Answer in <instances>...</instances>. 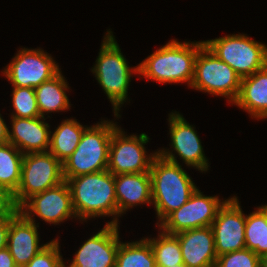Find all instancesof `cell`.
Returning <instances> with one entry per match:
<instances>
[{
	"mask_svg": "<svg viewBox=\"0 0 267 267\" xmlns=\"http://www.w3.org/2000/svg\"><path fill=\"white\" fill-rule=\"evenodd\" d=\"M168 122L170 126L171 148L173 150L170 151L169 149L162 148L163 150H158L157 153L164 159L178 164L177 157L173 154L174 151L178 153L186 166L195 167V169L201 172L207 171L209 163L195 128L179 112L170 113Z\"/></svg>",
	"mask_w": 267,
	"mask_h": 267,
	"instance_id": "12",
	"label": "cell"
},
{
	"mask_svg": "<svg viewBox=\"0 0 267 267\" xmlns=\"http://www.w3.org/2000/svg\"><path fill=\"white\" fill-rule=\"evenodd\" d=\"M115 267H156L150 242L146 238L127 243L120 241Z\"/></svg>",
	"mask_w": 267,
	"mask_h": 267,
	"instance_id": "23",
	"label": "cell"
},
{
	"mask_svg": "<svg viewBox=\"0 0 267 267\" xmlns=\"http://www.w3.org/2000/svg\"><path fill=\"white\" fill-rule=\"evenodd\" d=\"M241 78L205 45L198 51L194 77L190 87L216 96H224L234 103L240 92Z\"/></svg>",
	"mask_w": 267,
	"mask_h": 267,
	"instance_id": "7",
	"label": "cell"
},
{
	"mask_svg": "<svg viewBox=\"0 0 267 267\" xmlns=\"http://www.w3.org/2000/svg\"><path fill=\"white\" fill-rule=\"evenodd\" d=\"M233 104L246 110L252 118H267V65L241 78L240 92Z\"/></svg>",
	"mask_w": 267,
	"mask_h": 267,
	"instance_id": "20",
	"label": "cell"
},
{
	"mask_svg": "<svg viewBox=\"0 0 267 267\" xmlns=\"http://www.w3.org/2000/svg\"><path fill=\"white\" fill-rule=\"evenodd\" d=\"M204 45L240 78L250 76L267 65V46L245 34L206 40Z\"/></svg>",
	"mask_w": 267,
	"mask_h": 267,
	"instance_id": "6",
	"label": "cell"
},
{
	"mask_svg": "<svg viewBox=\"0 0 267 267\" xmlns=\"http://www.w3.org/2000/svg\"><path fill=\"white\" fill-rule=\"evenodd\" d=\"M245 246L259 257L267 253V207L259 206L257 210L246 215Z\"/></svg>",
	"mask_w": 267,
	"mask_h": 267,
	"instance_id": "25",
	"label": "cell"
},
{
	"mask_svg": "<svg viewBox=\"0 0 267 267\" xmlns=\"http://www.w3.org/2000/svg\"><path fill=\"white\" fill-rule=\"evenodd\" d=\"M59 72V65L43 49L21 48L2 73L13 87L35 88Z\"/></svg>",
	"mask_w": 267,
	"mask_h": 267,
	"instance_id": "10",
	"label": "cell"
},
{
	"mask_svg": "<svg viewBox=\"0 0 267 267\" xmlns=\"http://www.w3.org/2000/svg\"><path fill=\"white\" fill-rule=\"evenodd\" d=\"M34 89L41 117H45V113L47 115V113L62 112L70 109L71 105L66 94L69 87L61 71L52 79L43 82Z\"/></svg>",
	"mask_w": 267,
	"mask_h": 267,
	"instance_id": "21",
	"label": "cell"
},
{
	"mask_svg": "<svg viewBox=\"0 0 267 267\" xmlns=\"http://www.w3.org/2000/svg\"><path fill=\"white\" fill-rule=\"evenodd\" d=\"M118 227L105 224L81 245L68 267H115L120 244Z\"/></svg>",
	"mask_w": 267,
	"mask_h": 267,
	"instance_id": "15",
	"label": "cell"
},
{
	"mask_svg": "<svg viewBox=\"0 0 267 267\" xmlns=\"http://www.w3.org/2000/svg\"><path fill=\"white\" fill-rule=\"evenodd\" d=\"M76 119H65L50 136L49 152L61 163L72 155L86 129Z\"/></svg>",
	"mask_w": 267,
	"mask_h": 267,
	"instance_id": "22",
	"label": "cell"
},
{
	"mask_svg": "<svg viewBox=\"0 0 267 267\" xmlns=\"http://www.w3.org/2000/svg\"><path fill=\"white\" fill-rule=\"evenodd\" d=\"M12 91V105L15 113H12L11 117H41L34 88L13 87Z\"/></svg>",
	"mask_w": 267,
	"mask_h": 267,
	"instance_id": "27",
	"label": "cell"
},
{
	"mask_svg": "<svg viewBox=\"0 0 267 267\" xmlns=\"http://www.w3.org/2000/svg\"><path fill=\"white\" fill-rule=\"evenodd\" d=\"M179 164L164 159L158 153L151 163L152 204L159 224L185 204L197 189L192 178Z\"/></svg>",
	"mask_w": 267,
	"mask_h": 267,
	"instance_id": "3",
	"label": "cell"
},
{
	"mask_svg": "<svg viewBox=\"0 0 267 267\" xmlns=\"http://www.w3.org/2000/svg\"><path fill=\"white\" fill-rule=\"evenodd\" d=\"M45 119V117H11L12 130L8 129V143L14 145L23 154L48 152L52 131Z\"/></svg>",
	"mask_w": 267,
	"mask_h": 267,
	"instance_id": "16",
	"label": "cell"
},
{
	"mask_svg": "<svg viewBox=\"0 0 267 267\" xmlns=\"http://www.w3.org/2000/svg\"><path fill=\"white\" fill-rule=\"evenodd\" d=\"M118 216L138 204L152 203L149 172L114 175Z\"/></svg>",
	"mask_w": 267,
	"mask_h": 267,
	"instance_id": "19",
	"label": "cell"
},
{
	"mask_svg": "<svg viewBox=\"0 0 267 267\" xmlns=\"http://www.w3.org/2000/svg\"><path fill=\"white\" fill-rule=\"evenodd\" d=\"M19 212L13 193L0 187V218H14Z\"/></svg>",
	"mask_w": 267,
	"mask_h": 267,
	"instance_id": "30",
	"label": "cell"
},
{
	"mask_svg": "<svg viewBox=\"0 0 267 267\" xmlns=\"http://www.w3.org/2000/svg\"><path fill=\"white\" fill-rule=\"evenodd\" d=\"M63 260L57 238L46 243V246L23 267H65Z\"/></svg>",
	"mask_w": 267,
	"mask_h": 267,
	"instance_id": "28",
	"label": "cell"
},
{
	"mask_svg": "<svg viewBox=\"0 0 267 267\" xmlns=\"http://www.w3.org/2000/svg\"><path fill=\"white\" fill-rule=\"evenodd\" d=\"M117 128L108 120L87 127L75 151L62 163L64 181L107 170L111 136Z\"/></svg>",
	"mask_w": 267,
	"mask_h": 267,
	"instance_id": "5",
	"label": "cell"
},
{
	"mask_svg": "<svg viewBox=\"0 0 267 267\" xmlns=\"http://www.w3.org/2000/svg\"><path fill=\"white\" fill-rule=\"evenodd\" d=\"M204 41H169L138 64L139 75L160 83H188L194 77L195 61Z\"/></svg>",
	"mask_w": 267,
	"mask_h": 267,
	"instance_id": "2",
	"label": "cell"
},
{
	"mask_svg": "<svg viewBox=\"0 0 267 267\" xmlns=\"http://www.w3.org/2000/svg\"><path fill=\"white\" fill-rule=\"evenodd\" d=\"M149 140L145 133L129 136L118 127L111 136L107 170L113 175L149 172L157 154L146 155L144 145Z\"/></svg>",
	"mask_w": 267,
	"mask_h": 267,
	"instance_id": "9",
	"label": "cell"
},
{
	"mask_svg": "<svg viewBox=\"0 0 267 267\" xmlns=\"http://www.w3.org/2000/svg\"><path fill=\"white\" fill-rule=\"evenodd\" d=\"M0 267H18L7 247L0 250Z\"/></svg>",
	"mask_w": 267,
	"mask_h": 267,
	"instance_id": "32",
	"label": "cell"
},
{
	"mask_svg": "<svg viewBox=\"0 0 267 267\" xmlns=\"http://www.w3.org/2000/svg\"><path fill=\"white\" fill-rule=\"evenodd\" d=\"M96 64L92 73L101 85L104 93L107 95L113 106L115 117H121L120 107L128 99V88L131 77L134 73H139L138 65L130 68L128 62L121 52L112 31H107L103 38L102 45Z\"/></svg>",
	"mask_w": 267,
	"mask_h": 267,
	"instance_id": "4",
	"label": "cell"
},
{
	"mask_svg": "<svg viewBox=\"0 0 267 267\" xmlns=\"http://www.w3.org/2000/svg\"><path fill=\"white\" fill-rule=\"evenodd\" d=\"M172 267H186L184 264H178V265H174Z\"/></svg>",
	"mask_w": 267,
	"mask_h": 267,
	"instance_id": "35",
	"label": "cell"
},
{
	"mask_svg": "<svg viewBox=\"0 0 267 267\" xmlns=\"http://www.w3.org/2000/svg\"><path fill=\"white\" fill-rule=\"evenodd\" d=\"M146 239L150 242L156 267H172L183 264L180 242L175 235L161 231L156 239Z\"/></svg>",
	"mask_w": 267,
	"mask_h": 267,
	"instance_id": "26",
	"label": "cell"
},
{
	"mask_svg": "<svg viewBox=\"0 0 267 267\" xmlns=\"http://www.w3.org/2000/svg\"><path fill=\"white\" fill-rule=\"evenodd\" d=\"M215 267H260V257L245 248L218 256Z\"/></svg>",
	"mask_w": 267,
	"mask_h": 267,
	"instance_id": "29",
	"label": "cell"
},
{
	"mask_svg": "<svg viewBox=\"0 0 267 267\" xmlns=\"http://www.w3.org/2000/svg\"><path fill=\"white\" fill-rule=\"evenodd\" d=\"M245 223L246 215L237 197L228 198L211 224L217 256L246 248Z\"/></svg>",
	"mask_w": 267,
	"mask_h": 267,
	"instance_id": "14",
	"label": "cell"
},
{
	"mask_svg": "<svg viewBox=\"0 0 267 267\" xmlns=\"http://www.w3.org/2000/svg\"><path fill=\"white\" fill-rule=\"evenodd\" d=\"M19 212L11 221L7 248L18 267L25 266L46 244L39 245L38 225Z\"/></svg>",
	"mask_w": 267,
	"mask_h": 267,
	"instance_id": "18",
	"label": "cell"
},
{
	"mask_svg": "<svg viewBox=\"0 0 267 267\" xmlns=\"http://www.w3.org/2000/svg\"><path fill=\"white\" fill-rule=\"evenodd\" d=\"M260 267H267V253L260 256Z\"/></svg>",
	"mask_w": 267,
	"mask_h": 267,
	"instance_id": "34",
	"label": "cell"
},
{
	"mask_svg": "<svg viewBox=\"0 0 267 267\" xmlns=\"http://www.w3.org/2000/svg\"><path fill=\"white\" fill-rule=\"evenodd\" d=\"M23 156L11 143L0 145V187L13 194L20 184Z\"/></svg>",
	"mask_w": 267,
	"mask_h": 267,
	"instance_id": "24",
	"label": "cell"
},
{
	"mask_svg": "<svg viewBox=\"0 0 267 267\" xmlns=\"http://www.w3.org/2000/svg\"><path fill=\"white\" fill-rule=\"evenodd\" d=\"M64 181L62 163L49 151L23 156L21 180L14 201L20 208L29 198Z\"/></svg>",
	"mask_w": 267,
	"mask_h": 267,
	"instance_id": "8",
	"label": "cell"
},
{
	"mask_svg": "<svg viewBox=\"0 0 267 267\" xmlns=\"http://www.w3.org/2000/svg\"><path fill=\"white\" fill-rule=\"evenodd\" d=\"M186 267H215L217 254L211 226L190 229L175 235Z\"/></svg>",
	"mask_w": 267,
	"mask_h": 267,
	"instance_id": "17",
	"label": "cell"
},
{
	"mask_svg": "<svg viewBox=\"0 0 267 267\" xmlns=\"http://www.w3.org/2000/svg\"><path fill=\"white\" fill-rule=\"evenodd\" d=\"M19 211L31 222L35 223V215L49 224L57 225L76 214L72 206L71 192L66 181L33 195ZM33 212V213H32ZM33 214V215H32Z\"/></svg>",
	"mask_w": 267,
	"mask_h": 267,
	"instance_id": "13",
	"label": "cell"
},
{
	"mask_svg": "<svg viewBox=\"0 0 267 267\" xmlns=\"http://www.w3.org/2000/svg\"><path fill=\"white\" fill-rule=\"evenodd\" d=\"M8 129L9 127L0 114V145L8 143Z\"/></svg>",
	"mask_w": 267,
	"mask_h": 267,
	"instance_id": "33",
	"label": "cell"
},
{
	"mask_svg": "<svg viewBox=\"0 0 267 267\" xmlns=\"http://www.w3.org/2000/svg\"><path fill=\"white\" fill-rule=\"evenodd\" d=\"M225 201L220 200L218 196H205L197 188L185 204L157 225L163 232L173 235L190 229L211 226L218 209Z\"/></svg>",
	"mask_w": 267,
	"mask_h": 267,
	"instance_id": "11",
	"label": "cell"
},
{
	"mask_svg": "<svg viewBox=\"0 0 267 267\" xmlns=\"http://www.w3.org/2000/svg\"><path fill=\"white\" fill-rule=\"evenodd\" d=\"M68 183L72 206L77 219L101 216L115 217L106 224L118 225V209L115 194L114 175L108 170L89 173L66 180Z\"/></svg>",
	"mask_w": 267,
	"mask_h": 267,
	"instance_id": "1",
	"label": "cell"
},
{
	"mask_svg": "<svg viewBox=\"0 0 267 267\" xmlns=\"http://www.w3.org/2000/svg\"><path fill=\"white\" fill-rule=\"evenodd\" d=\"M13 218H0V250L7 247L10 221Z\"/></svg>",
	"mask_w": 267,
	"mask_h": 267,
	"instance_id": "31",
	"label": "cell"
}]
</instances>
